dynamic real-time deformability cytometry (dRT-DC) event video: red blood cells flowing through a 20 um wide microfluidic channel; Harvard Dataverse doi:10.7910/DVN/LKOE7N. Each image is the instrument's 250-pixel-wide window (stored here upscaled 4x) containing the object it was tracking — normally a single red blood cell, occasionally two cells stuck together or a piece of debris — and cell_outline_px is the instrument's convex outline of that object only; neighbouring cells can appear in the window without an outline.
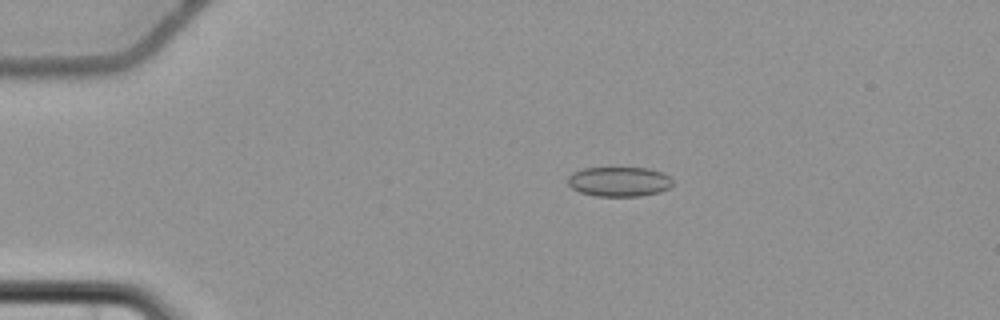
{"species": "common noctule bat (a hibernating species)", "species_latin": "Nyctalus noctula", "temperature_condition": "cold", "stored_images_in_passage": 5, "camera_frame_rate_fps": 3000, "um_per_image_px": 0.085, "animal": {"sex": "female", "body_mass_g": 22.7, "forearm_length_mm": 54.2}, "frame": {"image": 1, "passage_image": 4, "time_ms": 3.667, "image_size_px": [1000, 320], "cell_outline_px": [[672, 184], [668, 188], [660, 192], [640, 196], [592, 196], [580, 192], [572, 188], [568, 184], [568, 176], [572, 172], [584, 168], [648, 168], [660, 172], [668, 176], [672, 180]], "centroid_in_image_um": [52.59, 15.44], "position_along_channel_um": 32.4, "area_um2": 18.15}}